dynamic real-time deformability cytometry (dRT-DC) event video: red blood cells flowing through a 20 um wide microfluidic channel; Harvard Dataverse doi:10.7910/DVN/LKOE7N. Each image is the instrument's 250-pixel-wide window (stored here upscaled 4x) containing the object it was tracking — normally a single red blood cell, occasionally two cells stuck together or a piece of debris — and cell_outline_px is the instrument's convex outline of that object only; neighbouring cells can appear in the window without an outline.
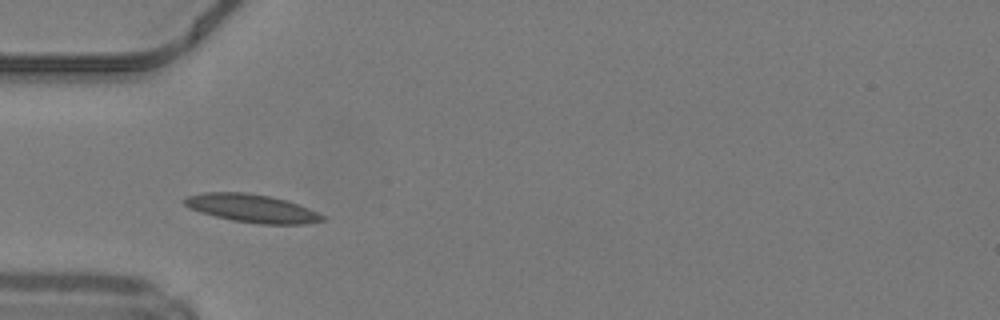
{"species": "common noctule bat (a hibernating species)", "species_latin": "Nyctalus noctula", "temperature_condition": "warm", "stored_images_in_passage": 31, "camera_frame_rate_fps": 3000, "um_per_image_px": 0.085, "animal": {"sex": "male", "body_mass_g": 19.2, "forearm_length_mm": 51.8}, "frame": {"image": 1, "passage_image": 1, "time_ms": 0.0, "image_size_px": [1000, 320], "cell_outline_px": [[324, 220], [308, 224], [260, 224], [232, 220], [200, 212], [188, 208], [180, 200], [184, 196], [204, 192], [248, 192], [288, 200], [300, 204], [324, 216]], "centroid_in_image_um": [21.37, 17.69], "position_along_channel_um": 63.6, "area_um2": 22.83}}
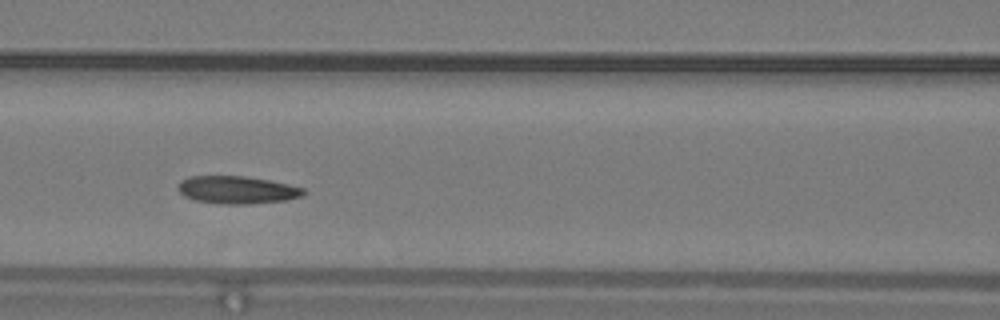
{"frame": {"image": 2, "passage_image": 7, "time_ms": 2.0, "image_size_px": [1000, 320], "cell_outline_px": [[308, 192], [304, 196], [288, 200], [248, 204], [216, 204], [196, 200], [184, 196], [176, 188], [180, 180], [188, 176], [244, 176], [268, 180], [288, 184], [304, 188]], "centroid_in_image_um": [20.16, 16.14], "position_along_channel_um": 146.4, "area_um2": 20.52}}
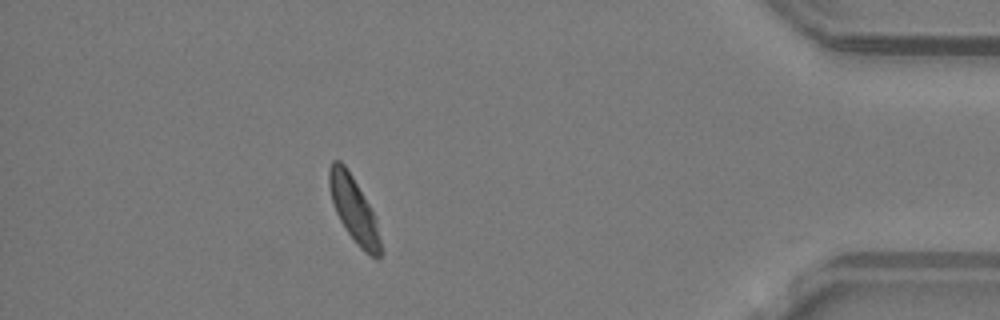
{"frame": {"image": 3, "passage_image": 29, "time_ms": 9.333, "image_size_px": [1000, 320], "cell_outline_px": [[380, 260], [376, 260], [364, 252], [356, 244], [340, 220], [336, 212], [332, 200], [328, 184], [328, 168], [332, 160], [340, 160], [344, 164], [352, 176], [368, 204], [376, 220], [380, 240]], "centroid_in_image_um": [30.05, 17.81], "position_along_channel_um": 405.1, "area_um2": 19.25}, "authors_computed_cell_mechanics": {"area_um2": 20.2878, "velocity_mm_per_s": 4.1855, "shape_relaxation_time_tau1_ms": 2.9795, "shape_relaxation_time_tau2_ms": 2.2611, "deformation_change_tau1": 0.1247, "deformation_change_tau2": 0.0786}}